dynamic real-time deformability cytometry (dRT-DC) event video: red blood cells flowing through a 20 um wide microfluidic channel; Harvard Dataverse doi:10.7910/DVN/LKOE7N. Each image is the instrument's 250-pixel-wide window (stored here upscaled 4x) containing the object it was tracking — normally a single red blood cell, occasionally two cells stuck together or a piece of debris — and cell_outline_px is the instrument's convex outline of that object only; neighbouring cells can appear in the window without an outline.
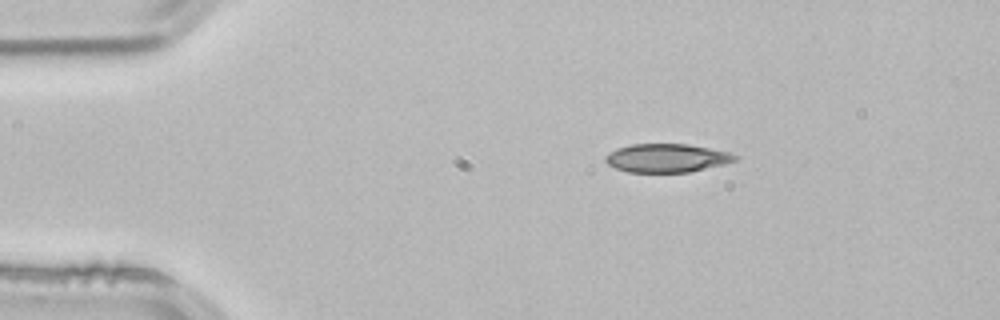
{"species": "common noctule bat (a hibernating species)", "species_latin": "Nyctalus noctula", "temperature_condition": "room temperature", "stored_images_in_passage": 2, "camera_frame_rate_fps": 3000, "um_per_image_px": 0.085, "animal": {"sex": "male", "body_mass_g": 21.5, "forearm_length_mm": 52.0}, "frame": {"image": 1, "passage_image": 1, "time_ms": 0.0, "image_size_px": [1000, 320], "cell_outline_px": [[740, 156], [736, 160], [724, 164], [688, 172], [628, 172], [616, 168], [608, 164], [604, 160], [604, 156], [608, 152], [616, 148], [632, 144], [688, 144], [728, 152]], "centroid_in_image_um": [56.64, 13.43], "position_along_channel_um": 28.4, "area_um2": 21.5}}